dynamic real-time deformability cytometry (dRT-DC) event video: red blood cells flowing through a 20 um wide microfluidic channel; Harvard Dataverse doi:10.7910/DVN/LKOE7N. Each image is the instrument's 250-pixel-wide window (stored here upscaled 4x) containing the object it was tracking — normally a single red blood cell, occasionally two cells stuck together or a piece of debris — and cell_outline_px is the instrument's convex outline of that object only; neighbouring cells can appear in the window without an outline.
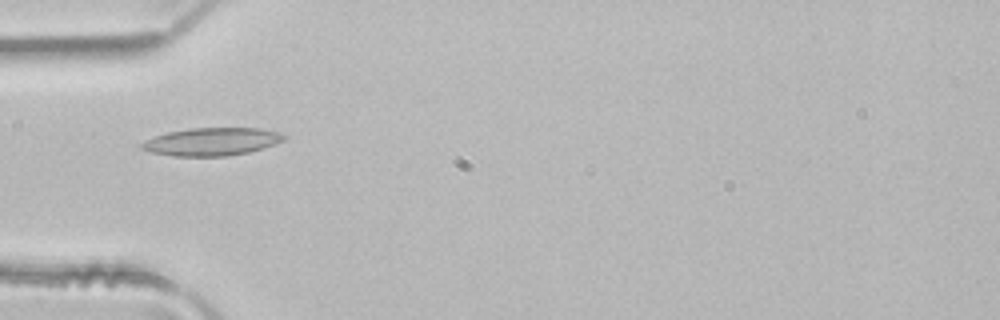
{"species": "common noctule bat (a hibernating species)", "species_latin": "Nyctalus noctula", "temperature_condition": "room temperature", "stored_images_in_passage": 3, "camera_frame_rate_fps": 3000, "um_per_image_px": 0.085, "animal": {"sex": "male", "body_mass_g": 21.5, "forearm_length_mm": 52.0}, "frame": {"image": 1, "passage_image": 3, "time_ms": 0.667, "image_size_px": [1000, 320], "cell_outline_px": [[288, 136], [284, 140], [264, 148], [248, 152], [228, 156], [172, 156], [152, 152], [140, 148], [140, 144], [144, 140], [168, 132], [192, 128], [260, 128], [280, 132]], "centroid_in_image_um": [18.02, 12.04], "position_along_channel_um": 67.0, "area_um2": 23.12}}